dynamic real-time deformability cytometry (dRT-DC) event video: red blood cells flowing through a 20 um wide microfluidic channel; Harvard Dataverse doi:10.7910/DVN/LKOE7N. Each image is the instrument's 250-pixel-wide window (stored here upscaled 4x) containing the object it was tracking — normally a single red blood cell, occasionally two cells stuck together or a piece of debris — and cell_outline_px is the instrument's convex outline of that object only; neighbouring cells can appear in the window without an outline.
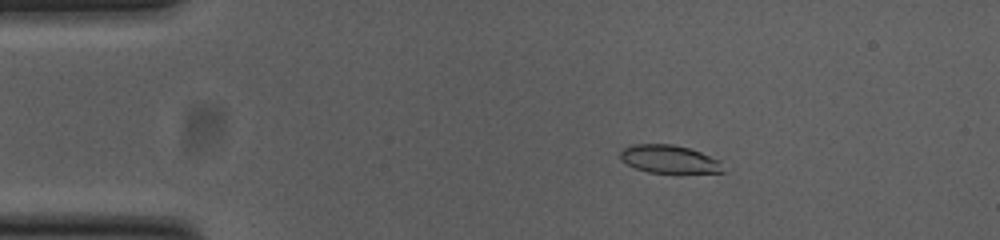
{"species": "common noctule bat (a hibernating species)", "species_latin": "Nyctalus noctula", "temperature_condition": "cold", "stored_images_in_passage": 52, "camera_frame_rate_fps": 3000, "um_per_image_px": 0.085, "animal": {"sex": "female", "body_mass_g": 23.0, "forearm_length_mm": 53.4}, "frame": {"image": 1, "passage_image": 8, "time_ms": 2.333, "image_size_px": [1000, 240], "cell_outline_px": [[724, 172], [648, 172], [636, 168], [620, 160], [620, 152], [624, 148], [632, 144], [672, 144], [688, 148], [700, 152], [720, 160]], "centroid_in_image_um": [56.85, 13.51], "position_along_channel_um": 28.2, "area_um2": 16.53}}
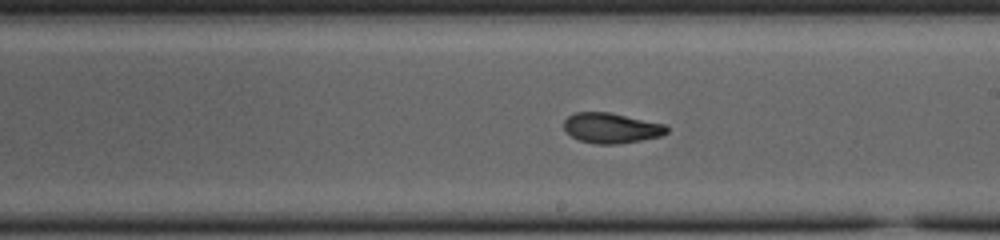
{"frame": {"image": 2, "passage_image": 29, "time_ms": 9.333, "image_size_px": [1000, 240], "cell_outline_px": [[668, 132], [660, 136], [640, 140], [616, 144], [596, 144], [580, 140], [572, 136], [564, 128], [564, 120], [568, 116], [576, 112], [608, 112], [664, 124], [668, 128]], "centroid_in_image_um": [51.95, 10.88], "position_along_channel_um": 237.1, "area_um2": 17.86}}
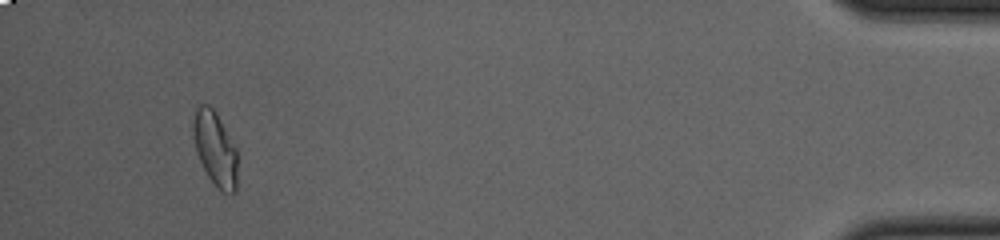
{"frame": {"image": 3, "passage_image": 49, "time_ms": 16.0, "image_size_px": [1000, 240], "cell_outline_px": [[236, 192], [224, 192], [208, 176], [196, 152], [192, 128], [192, 120], [196, 108], [200, 104], [208, 104], [216, 112], [236, 148]], "centroid_in_image_um": [18.26, 12.58], "position_along_channel_um": 416.9, "area_um2": 18.79}, "authors_computed_cell_mechanics": {"area_um2": 18.2648, "velocity_mm_per_s": 3.8063, "shape_relaxation_time_tau1_ms": 4.4531, "shape_relaxation_time_tau2_ms": 1.5863, "deformation_change_tau1": 0.1497, "deformation_change_tau2": 0.0722}}